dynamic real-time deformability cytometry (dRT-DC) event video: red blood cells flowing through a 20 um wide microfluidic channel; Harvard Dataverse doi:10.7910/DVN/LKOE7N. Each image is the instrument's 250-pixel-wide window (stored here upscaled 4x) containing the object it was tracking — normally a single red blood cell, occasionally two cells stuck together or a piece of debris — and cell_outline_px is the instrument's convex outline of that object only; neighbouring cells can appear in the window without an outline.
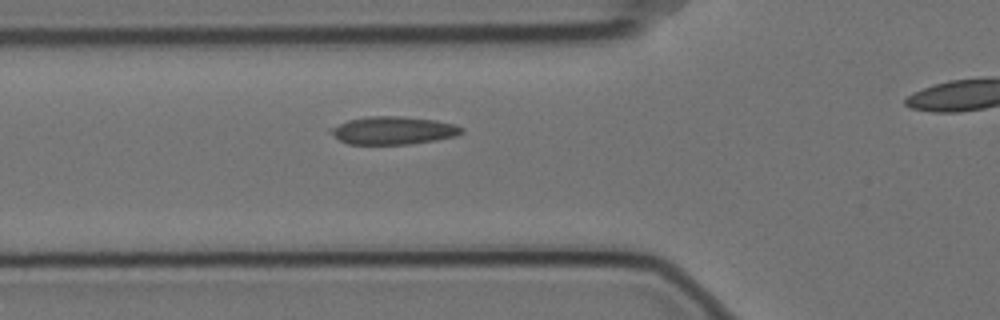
{"species": "Egyptian fruit bat (a non-hibernating species)", "species_latin": "Rousettus aegyptiacus", "temperature_condition": "cold", "stored_images_in_passage": 4, "segment_of_instrument_passage": [1, 2], "camera_frame_rate_fps": 3000, "um_per_image_px": 0.085, "animal": {"sex": "female"}, "frame": {"image": 1, "passage_image": 3, "time_ms": 0.667, "image_size_px": [1000, 320], "cell_outline_px": [[464, 132], [456, 136], [436, 140], [408, 144], [348, 144], [340, 140], [328, 128], [348, 120], [368, 116], [400, 116], [436, 120], [456, 124], [464, 128]], "centroid_in_image_um": [33.47, 11.08], "position_along_channel_um": 92.3, "area_um2": 21.27}}